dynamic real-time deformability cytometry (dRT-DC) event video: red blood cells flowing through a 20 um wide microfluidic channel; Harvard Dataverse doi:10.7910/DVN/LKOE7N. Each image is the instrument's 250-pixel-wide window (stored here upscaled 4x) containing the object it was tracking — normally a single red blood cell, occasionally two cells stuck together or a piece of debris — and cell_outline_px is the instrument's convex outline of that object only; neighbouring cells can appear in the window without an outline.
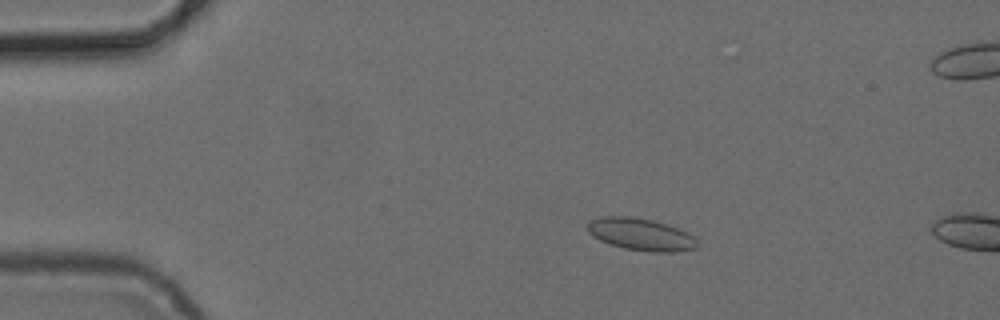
{"species": "common noctule bat (a hibernating species)", "species_latin": "Nyctalus noctula", "temperature_condition": "cold", "stored_images_in_passage": 5, "camera_frame_rate_fps": 3000, "um_per_image_px": 0.085, "animal": {"sex": "female", "body_mass_g": 24.6, "forearm_length_mm": 56.2}, "frame": {"image": 1, "passage_image": 3, "time_ms": 3.333, "image_size_px": [1000, 320], "cell_outline_px": [[696, 248], [676, 252], [652, 252], [624, 248], [600, 240], [592, 236], [588, 232], [588, 224], [592, 220], [604, 216], [632, 216], [652, 220], [668, 224], [692, 236], [696, 240]], "centroid_in_image_um": [54.45, 19.92], "position_along_channel_um": 30.5, "area_um2": 20.29}}